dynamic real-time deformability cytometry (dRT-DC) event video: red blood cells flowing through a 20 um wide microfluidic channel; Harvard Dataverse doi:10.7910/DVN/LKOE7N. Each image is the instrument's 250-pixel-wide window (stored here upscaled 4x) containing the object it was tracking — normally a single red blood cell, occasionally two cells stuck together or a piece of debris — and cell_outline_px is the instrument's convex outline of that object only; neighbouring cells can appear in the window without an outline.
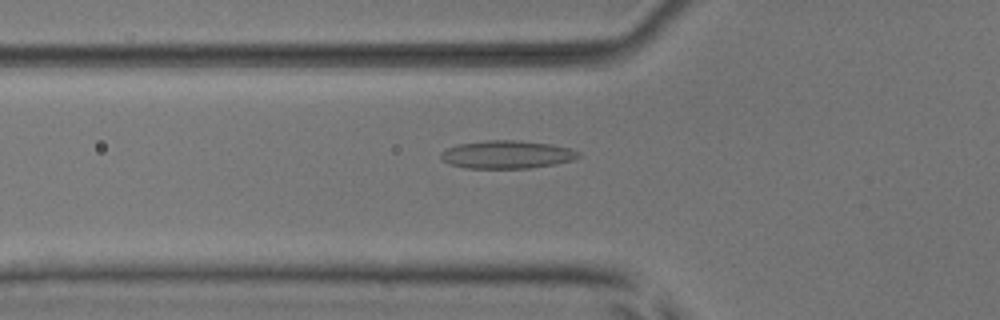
{"species": "common noctule bat (a hibernating species)", "species_latin": "Nyctalus noctula", "temperature_condition": "room temperature", "stored_images_in_passage": 53, "camera_frame_rate_fps": 3000, "um_per_image_px": 0.085, "animal": {"sex": "male", "body_mass_g": 17.9, "forearm_length_mm": 54.2}, "frame": {"image": 1, "passage_image": 19, "time_ms": 6.0, "image_size_px": [1000, 320], "cell_outline_px": [[580, 156], [572, 160], [552, 164], [528, 168], [464, 168], [448, 164], [440, 156], [440, 152], [448, 148], [460, 144], [488, 140], [520, 140], [552, 144], [572, 148], [580, 152]], "centroid_in_image_um": [43.1, 13.13], "position_along_channel_um": 82.7, "area_um2": 22.43}}
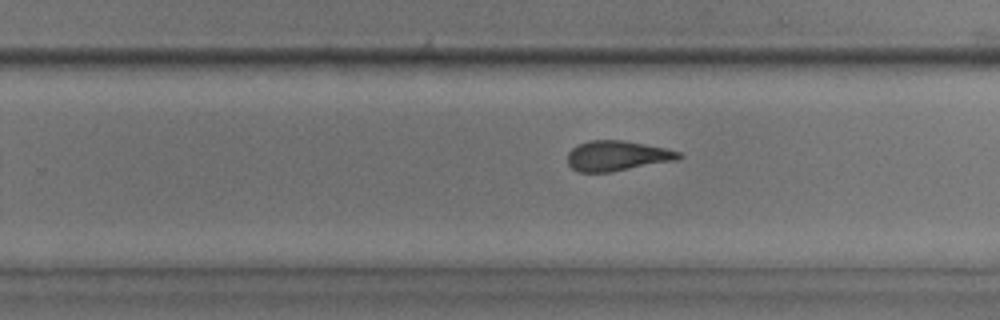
{"frame": {"image": 2, "passage_image": 34, "time_ms": 11.0, "image_size_px": [1000, 320], "cell_outline_px": [[684, 156], [680, 160], [608, 172], [580, 172], [572, 168], [568, 164], [568, 152], [576, 144], [588, 140], [624, 140], [668, 148], [680, 152]], "centroid_in_image_um": [52.49, 13.23], "position_along_channel_um": 277.3, "area_um2": 19.83}}
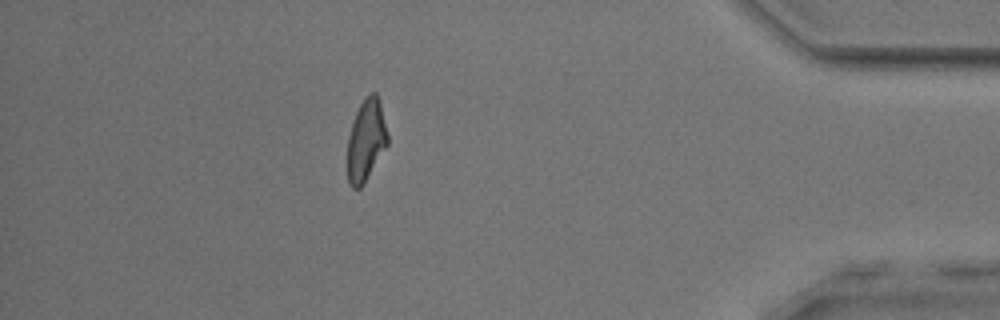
{"frame": {"image": 3, "passage_image": 47, "time_ms": 15.333, "image_size_px": [1000, 320], "cell_outline_px": [[388, 144], [364, 184], [360, 188], [352, 188], [348, 180], [348, 136], [356, 112], [360, 104], [372, 92], [376, 92], [380, 100], [388, 136]], "centroid_in_image_um": [31.13, 11.93], "position_along_channel_um": 404.1, "area_um2": 18.96}, "authors_computed_cell_mechanics": {"area_um2": 20.4034, "velocity_mm_per_s": 3.9018, "shape_relaxation_time_tau1_ms": 7.7566, "shape_relaxation_time_tau2_ms": 1.1392, "deformation_change_tau1": 0.2173, "deformation_change_tau2": 0.0986}}